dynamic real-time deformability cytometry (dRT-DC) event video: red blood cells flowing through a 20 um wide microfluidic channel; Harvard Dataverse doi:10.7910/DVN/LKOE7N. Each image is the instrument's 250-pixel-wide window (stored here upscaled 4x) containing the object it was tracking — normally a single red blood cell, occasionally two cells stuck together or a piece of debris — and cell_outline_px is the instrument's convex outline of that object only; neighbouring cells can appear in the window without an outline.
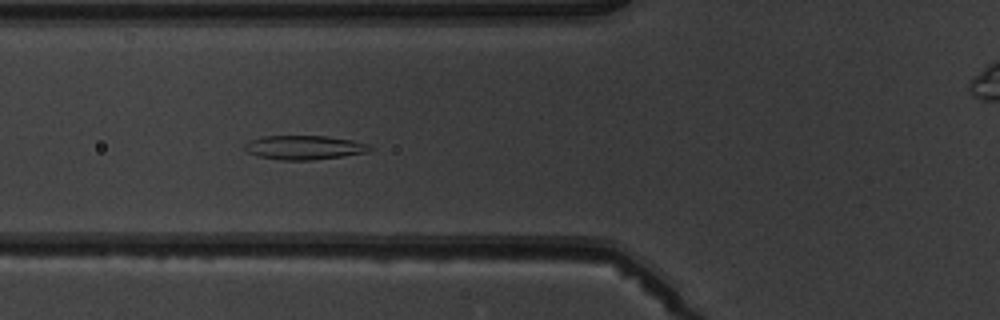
{"species": "common noctule bat (a hibernating species)", "species_latin": "Nyctalus noctula", "temperature_condition": "warm", "stored_images_in_passage": 7, "segment_of_instrument_passage": [1, 2], "camera_frame_rate_fps": 3000, "um_per_image_px": 0.085, "animal": {"sex": "male", "body_mass_g": 19.5, "forearm_length_mm": 54.6}, "frame": {"image": 1, "passage_image": 6, "time_ms": 6.667, "image_size_px": [1000, 320], "cell_outline_px": [[372, 148], [368, 152], [344, 156], [312, 160], [280, 160], [260, 156], [248, 152], [244, 148], [244, 144], [248, 140], [264, 136], [324, 136], [352, 140], [368, 144]], "centroid_in_image_um": [25.85, 12.53], "position_along_channel_um": 99.9, "area_um2": 17.51}}